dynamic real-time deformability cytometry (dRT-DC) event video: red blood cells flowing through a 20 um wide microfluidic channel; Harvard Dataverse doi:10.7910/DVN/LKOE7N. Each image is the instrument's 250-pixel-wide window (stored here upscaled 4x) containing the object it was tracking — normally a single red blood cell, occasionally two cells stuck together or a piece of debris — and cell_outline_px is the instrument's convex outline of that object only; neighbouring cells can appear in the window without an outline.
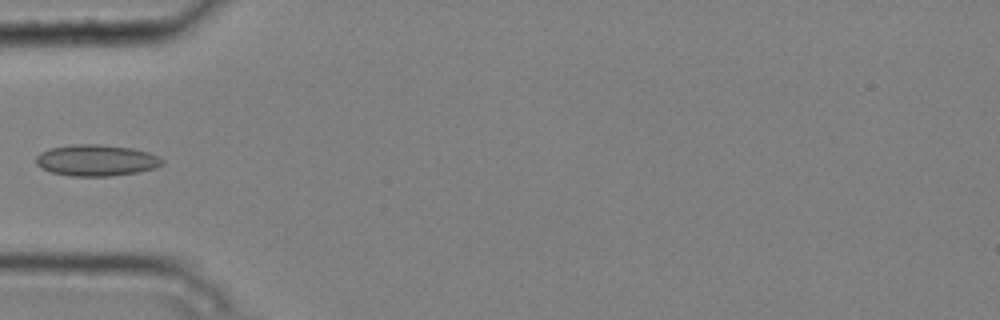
{"species": "common noctule bat (a hibernating species)", "species_latin": "Nyctalus noctula", "temperature_condition": "cold", "stored_images_in_passage": 6, "camera_frame_rate_fps": 3000, "um_per_image_px": 0.085, "animal": {"sex": "male", "body_mass_g": 20.4}, "frame": {"image": 1, "passage_image": 6, "time_ms": 1.667, "image_size_px": [1000, 320], "cell_outline_px": [[164, 164], [156, 168], [140, 172], [108, 176], [72, 176], [52, 172], [40, 168], [36, 164], [36, 156], [40, 152], [48, 148], [72, 144], [100, 144], [132, 148], [148, 152], [160, 156], [164, 160]], "centroid_in_image_um": [8.2, 13.62], "position_along_channel_um": 76.8, "area_um2": 23.35}}